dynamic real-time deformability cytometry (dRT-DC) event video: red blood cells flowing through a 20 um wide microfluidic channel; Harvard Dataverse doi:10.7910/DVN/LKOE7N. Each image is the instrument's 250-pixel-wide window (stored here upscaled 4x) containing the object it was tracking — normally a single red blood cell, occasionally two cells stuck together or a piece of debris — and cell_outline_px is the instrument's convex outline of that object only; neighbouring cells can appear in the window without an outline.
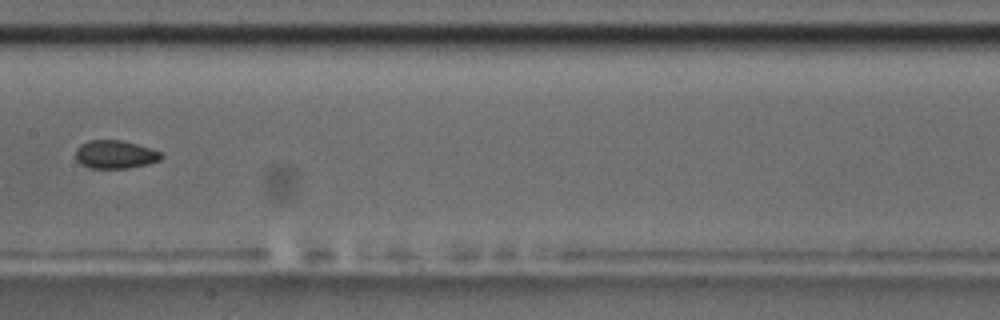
{"species": "common noctule bat (a hibernating species)", "species_latin": "Nyctalus noctula", "temperature_condition": "room temperature", "stored_images_in_passage": 7, "camera_frame_rate_fps": 3000, "um_per_image_px": 0.085, "animal": {"sex": "male", "body_mass_g": 17.5, "forearm_length_mm": 52.3}, "frame": {"image": 1, "passage_image": 7, "time_ms": 8.333, "image_size_px": [1000, 320], "cell_outline_px": [[164, 156], [160, 160], [148, 164], [128, 168], [88, 168], [80, 164], [76, 160], [76, 148], [80, 144], [88, 140], [120, 140], [136, 144], [160, 152]], "centroid_in_image_um": [9.75, 13.13], "position_along_channel_um": 197.6, "area_um2": 14.1}}